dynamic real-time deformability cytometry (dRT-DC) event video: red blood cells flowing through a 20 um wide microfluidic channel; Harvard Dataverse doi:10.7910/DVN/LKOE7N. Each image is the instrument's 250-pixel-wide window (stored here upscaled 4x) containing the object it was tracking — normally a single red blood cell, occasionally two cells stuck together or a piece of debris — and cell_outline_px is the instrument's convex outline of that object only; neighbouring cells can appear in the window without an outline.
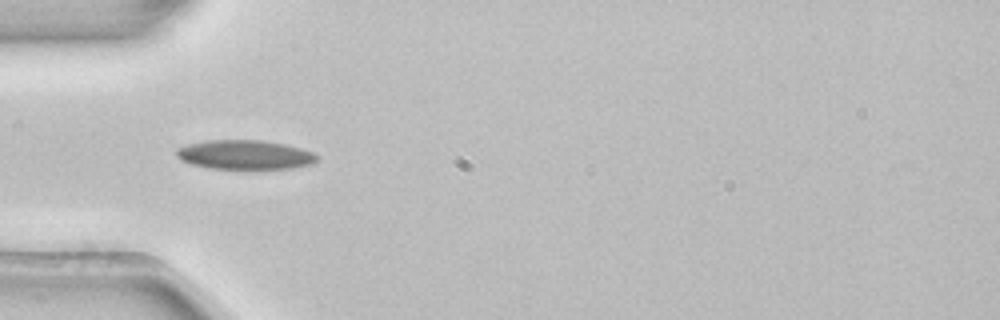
{"species": "common noctule bat (a hibernating species)", "species_latin": "Nyctalus noctula", "temperature_condition": "room temperature", "stored_images_in_passage": 5, "camera_frame_rate_fps": 3000, "um_per_image_px": 0.085, "animal": {"sex": "female", "body_mass_g": 22.7, "forearm_length_mm": 54.2}, "frame": {"image": 1, "passage_image": 5, "time_ms": 1.333, "image_size_px": [1000, 320], "cell_outline_px": [[320, 160], [312, 164], [292, 168], [208, 168], [192, 164], [180, 160], [176, 156], [176, 148], [188, 144], [208, 140], [260, 140], [284, 144], [316, 152], [320, 156]], "centroid_in_image_um": [20.85, 13.15], "position_along_channel_um": 64.1, "area_um2": 24.04}}